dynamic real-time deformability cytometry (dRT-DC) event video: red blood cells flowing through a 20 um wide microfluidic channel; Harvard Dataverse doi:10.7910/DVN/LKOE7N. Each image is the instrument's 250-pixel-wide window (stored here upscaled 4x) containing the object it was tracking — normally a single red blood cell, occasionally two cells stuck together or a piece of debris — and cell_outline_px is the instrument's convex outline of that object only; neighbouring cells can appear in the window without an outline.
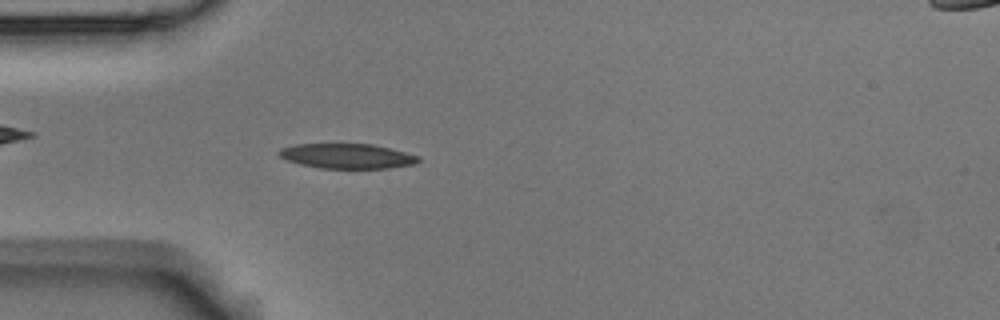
{"species": "Egyptian fruit bat (a non-hibernating species)", "species_latin": "Rousettus aegyptiacus", "temperature_condition": "room temperature", "stored_images_in_passage": 4, "camera_frame_rate_fps": 3000, "um_per_image_px": 0.085, "animal": {"sex": "male"}, "frame": {"image": 1, "passage_image": 4, "time_ms": 1.0, "image_size_px": [1000, 320], "cell_outline_px": [[420, 160], [416, 164], [388, 168], [320, 168], [300, 164], [288, 160], [280, 156], [276, 152], [280, 148], [296, 144], [372, 144], [420, 156]], "centroid_in_image_um": [29.5, 13.26], "position_along_channel_um": 55.5, "area_um2": 20.11}}